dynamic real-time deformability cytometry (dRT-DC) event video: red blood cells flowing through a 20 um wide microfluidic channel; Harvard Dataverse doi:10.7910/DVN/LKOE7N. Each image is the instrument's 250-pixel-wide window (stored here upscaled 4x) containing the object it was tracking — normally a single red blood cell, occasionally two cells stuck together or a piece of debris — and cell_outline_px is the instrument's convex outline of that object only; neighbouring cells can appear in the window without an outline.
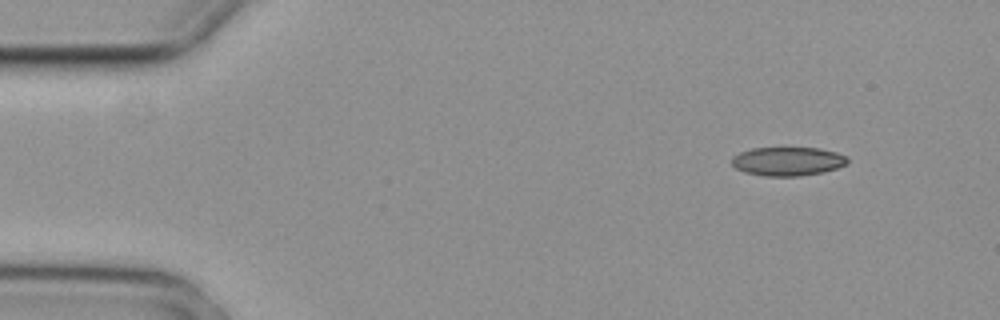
{"species": "common noctule bat (a hibernating species)", "species_latin": "Nyctalus noctula", "temperature_condition": "cold", "stored_images_in_passage": 4, "camera_frame_rate_fps": 3000, "um_per_image_px": 0.085, "animal": {"sex": "female", "body_mass_g": 29.2, "forearm_length_mm": 56.3}, "frame": {"image": 1, "passage_image": 1, "time_ms": 0.0, "image_size_px": [1000, 320], "cell_outline_px": [[848, 164], [824, 172], [800, 176], [764, 176], [744, 172], [736, 168], [732, 164], [732, 156], [740, 152], [752, 148], [820, 148], [836, 152], [848, 156]], "centroid_in_image_um": [66.97, 13.71], "position_along_channel_um": 18.0, "area_um2": 19.54}}